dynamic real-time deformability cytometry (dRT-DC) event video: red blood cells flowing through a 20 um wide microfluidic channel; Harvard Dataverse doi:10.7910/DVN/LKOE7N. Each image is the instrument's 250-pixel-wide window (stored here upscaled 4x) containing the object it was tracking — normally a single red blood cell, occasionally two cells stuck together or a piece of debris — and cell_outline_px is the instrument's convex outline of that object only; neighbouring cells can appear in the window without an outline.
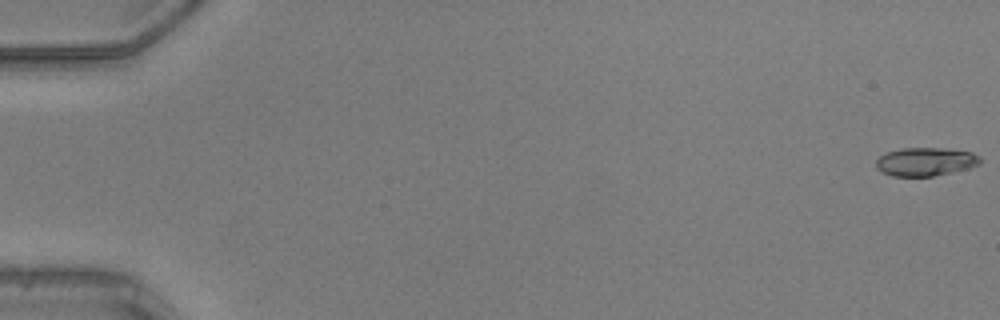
{"species": "common noctule bat (a hibernating species)", "species_latin": "Nyctalus noctula", "temperature_condition": "warm", "stored_images_in_passage": 19, "camera_frame_rate_fps": 3000, "um_per_image_px": 0.085, "animal": {"sex": "male", "body_mass_g": 20.5, "forearm_length_mm": 52.5}, "frame": {"image": 1, "passage_image": 1, "time_ms": 0.0, "image_size_px": [1000, 320], "cell_outline_px": [[980, 164], [968, 168], [932, 176], [892, 176], [880, 172], [876, 168], [876, 160], [880, 156], [888, 152], [900, 148], [940, 148], [972, 152], [980, 156]], "centroid_in_image_um": [78.64, 13.74], "position_along_channel_um": 6.4, "area_um2": 17.17}}
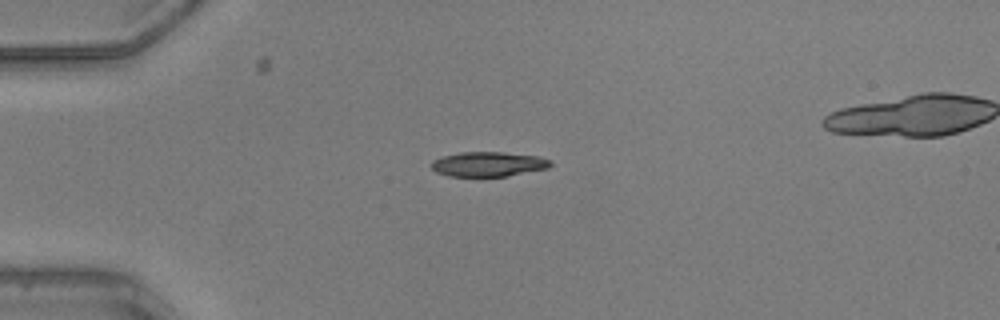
{"frame": {"image": 2, "passage_image": 14, "time_ms": 4.333, "image_size_px": [1000, 320], "cell_outline_px": [[552, 164], [548, 168], [508, 176], [448, 176], [436, 172], [432, 168], [432, 160], [440, 156], [460, 152], [500, 152], [540, 156], [552, 160]], "centroid_in_image_um": [41.51, 13.94], "position_along_channel_um": 43.5, "area_um2": 17.28}}